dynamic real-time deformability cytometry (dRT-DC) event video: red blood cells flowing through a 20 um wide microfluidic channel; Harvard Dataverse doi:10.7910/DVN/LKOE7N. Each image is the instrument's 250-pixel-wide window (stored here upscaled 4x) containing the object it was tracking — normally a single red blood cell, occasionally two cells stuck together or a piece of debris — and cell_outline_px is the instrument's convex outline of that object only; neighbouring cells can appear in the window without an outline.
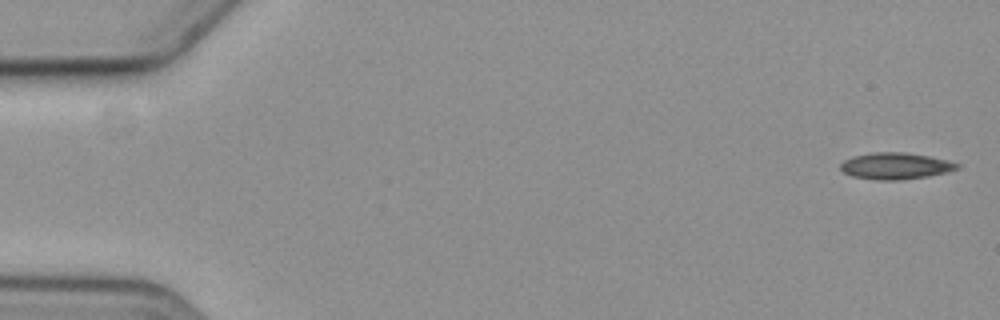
{"species": "common noctule bat (a hibernating species)", "species_latin": "Nyctalus noctula", "temperature_condition": "cold", "stored_images_in_passage": 6, "camera_frame_rate_fps": 3000, "um_per_image_px": 0.085, "animal": {"sex": "female", "body_mass_g": 19.3, "forearm_length_mm": 54.1}, "frame": {"image": 1, "passage_image": 1, "time_ms": 0.0, "image_size_px": [1000, 320], "cell_outline_px": [[960, 168], [948, 172], [928, 176], [900, 180], [876, 180], [852, 176], [844, 172], [840, 168], [840, 164], [844, 160], [852, 156], [872, 152], [904, 152], [928, 156], [948, 160], [960, 164]], "centroid_in_image_um": [76.12, 14.1], "position_along_channel_um": 8.9, "area_um2": 18.15}}
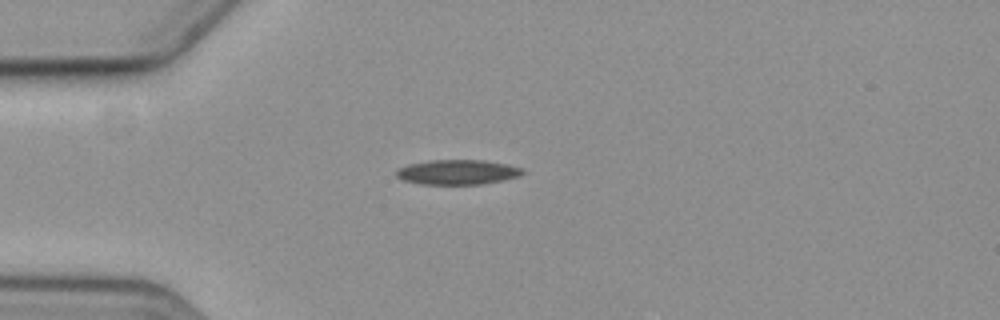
{"frame": {"image": 2, "passage_image": 5, "time_ms": 4.667, "image_size_px": [1000, 320], "cell_outline_px": [[528, 172], [520, 176], [480, 184], [420, 184], [404, 180], [396, 176], [396, 168], [408, 164], [428, 160], [484, 160], [508, 164], [524, 168]], "centroid_in_image_um": [38.91, 14.62], "position_along_channel_um": 46.1, "area_um2": 18.44}}